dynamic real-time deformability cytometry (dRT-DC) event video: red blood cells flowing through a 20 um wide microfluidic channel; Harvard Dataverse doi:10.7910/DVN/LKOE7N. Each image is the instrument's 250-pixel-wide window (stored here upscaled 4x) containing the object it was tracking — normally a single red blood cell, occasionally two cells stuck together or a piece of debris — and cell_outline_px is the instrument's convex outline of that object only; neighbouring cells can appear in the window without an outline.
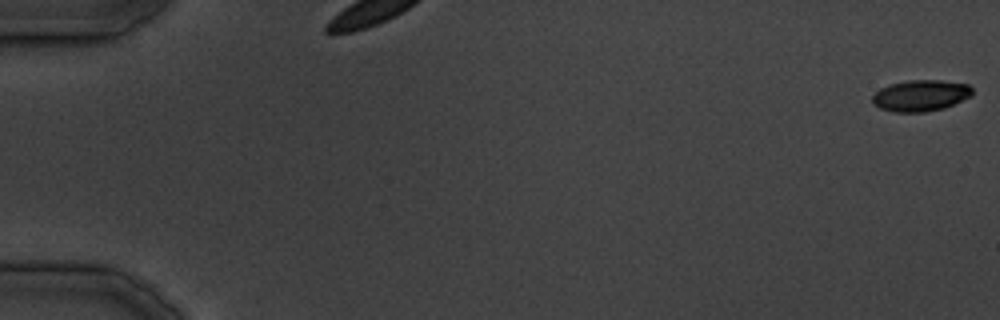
{"species": "common noctule bat (a hibernating species)", "species_latin": "Nyctalus noctula", "temperature_condition": "cold", "stored_images_in_passage": 27, "camera_frame_rate_fps": 3000, "um_per_image_px": 0.085, "animal": {"sex": "male", "body_mass_g": 19.5, "forearm_length_mm": 54.6}, "frame": {"image": 1, "passage_image": 1, "time_ms": 0.0, "image_size_px": [1000, 320], "cell_outline_px": [[972, 96], [944, 108], [924, 112], [896, 112], [880, 108], [872, 100], [872, 96], [880, 88], [888, 84], [908, 80], [940, 80], [968, 84], [972, 88]], "centroid_in_image_um": [78.26, 8.11], "position_along_channel_um": 6.7, "area_um2": 18.21}}
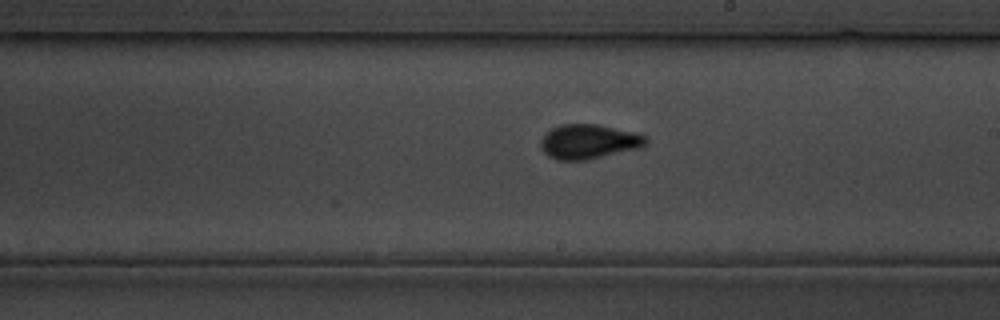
{"frame": {"image": 2, "passage_image": 23, "time_ms": 26.667, "image_size_px": [1000, 320], "cell_outline_px": [[648, 144], [640, 148], [584, 160], [556, 160], [548, 156], [540, 148], [540, 140], [552, 128], [564, 124], [596, 124], [636, 132], [648, 136]], "centroid_in_image_um": [50.07, 12.04], "position_along_channel_um": 238.9, "area_um2": 21.21}}
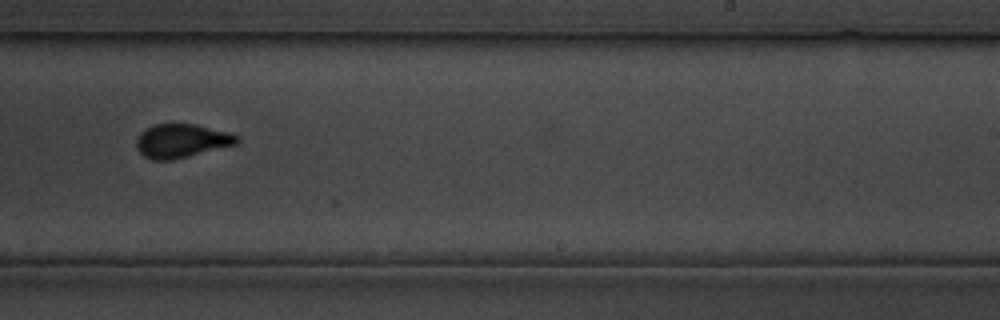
{"frame": {"image": 3, "passage_image": 25, "time_ms": 29.0, "image_size_px": [1000, 320], "cell_outline_px": [[240, 140], [236, 144], [172, 160], [152, 160], [144, 156], [136, 148], [136, 140], [140, 132], [156, 124], [196, 124], [228, 132], [240, 136]], "centroid_in_image_um": [15.43, 11.97], "position_along_channel_um": 273.6, "area_um2": 19.65}}